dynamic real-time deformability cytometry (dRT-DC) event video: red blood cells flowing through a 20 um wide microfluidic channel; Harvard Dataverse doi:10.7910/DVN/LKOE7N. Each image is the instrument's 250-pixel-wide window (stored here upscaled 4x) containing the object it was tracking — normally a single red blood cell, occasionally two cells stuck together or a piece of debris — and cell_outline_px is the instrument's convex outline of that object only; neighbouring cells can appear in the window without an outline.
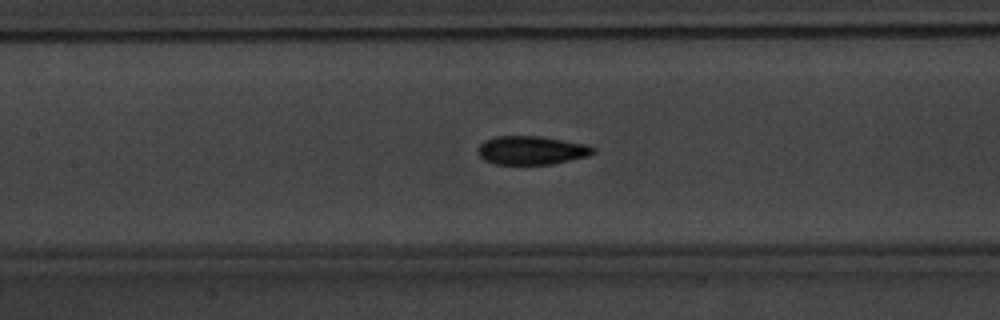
{"species": "common noctule bat (a hibernating species)", "species_latin": "Nyctalus noctula", "temperature_condition": "warm", "stored_images_in_passage": 55, "camera_frame_rate_fps": 3000, "um_per_image_px": 0.085, "animal": {"sex": "male", "body_mass_g": 20.1, "forearm_length_mm": 53.5}, "frame": {"image": 1, "passage_image": 26, "time_ms": 8.333, "image_size_px": [1000, 320], "cell_outline_px": [[596, 152], [588, 156], [552, 164], [496, 164], [484, 160], [476, 152], [476, 148], [484, 140], [496, 136], [540, 136], [592, 144], [596, 148]], "centroid_in_image_um": [45.21, 12.76], "position_along_channel_um": 162.2, "area_um2": 19.59}}
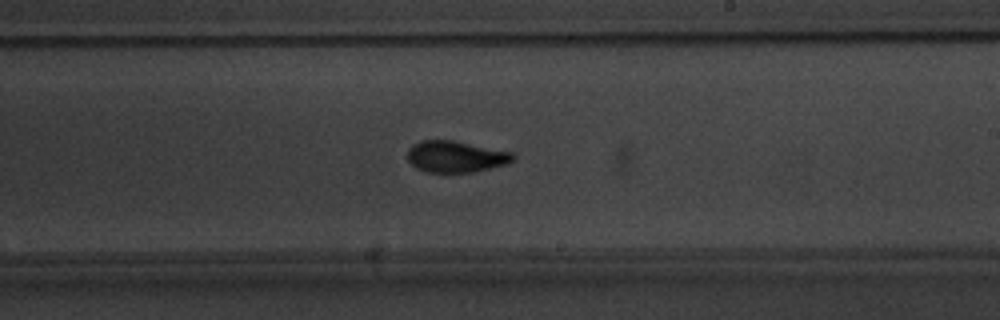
{"frame": {"image": 2, "passage_image": 33, "time_ms": 10.667, "image_size_px": [1000, 320], "cell_outline_px": [[516, 156], [508, 164], [472, 172], [428, 172], [416, 168], [408, 160], [408, 148], [412, 144], [420, 140], [452, 140], [512, 152]], "centroid_in_image_um": [38.72, 13.3], "position_along_channel_um": 250.3, "area_um2": 19.31}}
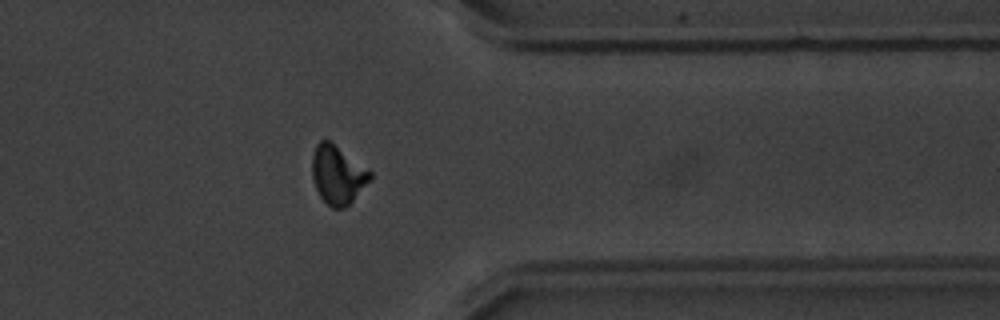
{"frame": {"image": 3, "passage_image": 44, "time_ms": 14.333, "image_size_px": [1000, 320], "cell_outline_px": [[372, 176], [352, 200], [344, 208], [332, 208], [320, 196], [316, 188], [312, 176], [312, 156], [316, 144], [320, 140], [328, 140], [372, 172]], "centroid_in_image_um": [28.66, 14.85], "position_along_channel_um": 382.7, "area_um2": 19.19}, "authors_computed_cell_mechanics": {"area_um2": 19.1896, "velocity_mm_per_s": 3.7838, "shape_relaxation_time_tau1_ms": 3.3343, "shape_relaxation_time_tau2_ms": 1.2969, "deformation_change_tau1": 0.1576, "deformation_change_tau2": 0.0717}}